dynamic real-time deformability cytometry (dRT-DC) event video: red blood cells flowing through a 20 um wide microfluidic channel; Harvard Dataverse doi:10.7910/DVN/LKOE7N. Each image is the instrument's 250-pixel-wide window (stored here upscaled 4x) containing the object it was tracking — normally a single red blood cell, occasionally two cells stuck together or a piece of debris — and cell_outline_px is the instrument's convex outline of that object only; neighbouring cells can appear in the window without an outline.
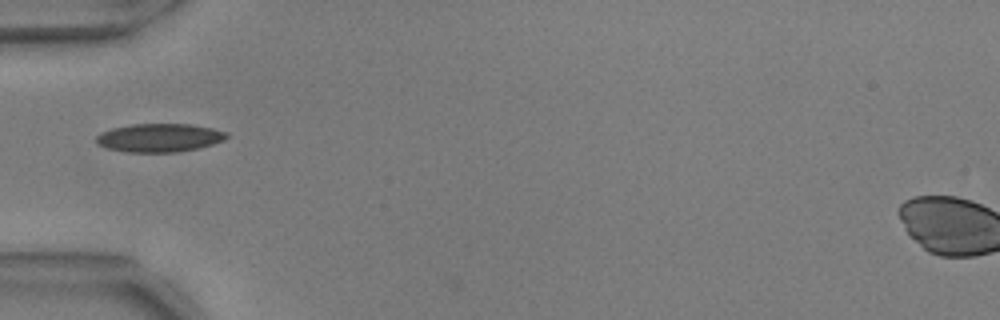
{"species": "common noctule bat (a hibernating species)", "species_latin": "Nyctalus noctula", "temperature_condition": "warm", "stored_images_in_passage": 3, "camera_frame_rate_fps": 3000, "um_per_image_px": 0.085, "animal": {"sex": "male", "body_mass_g": 17.9, "forearm_length_mm": 54.2}, "frame": {"image": 1, "passage_image": 2, "time_ms": 0.333, "image_size_px": [1000, 320], "cell_outline_px": [[228, 136], [224, 140], [212, 144], [196, 148], [176, 152], [128, 152], [108, 148], [100, 144], [96, 140], [96, 136], [100, 132], [112, 128], [132, 124], [192, 124], [212, 128], [228, 132]], "centroid_in_image_um": [13.56, 11.7], "position_along_channel_um": 71.4, "area_um2": 21.44}}